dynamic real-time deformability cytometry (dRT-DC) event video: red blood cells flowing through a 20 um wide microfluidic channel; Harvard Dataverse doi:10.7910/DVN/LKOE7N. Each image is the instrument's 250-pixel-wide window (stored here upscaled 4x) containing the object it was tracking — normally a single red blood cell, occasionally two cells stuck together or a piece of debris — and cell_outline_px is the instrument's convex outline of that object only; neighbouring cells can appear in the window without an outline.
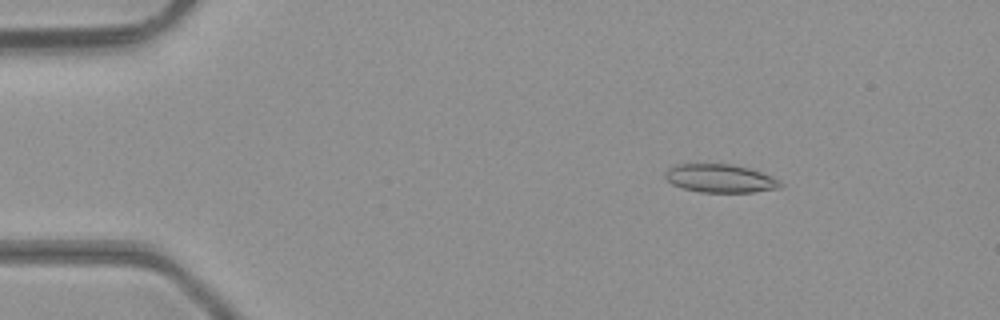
{"species": "common noctule bat (a hibernating species)", "species_latin": "Nyctalus noctula", "temperature_condition": "room temperature", "stored_images_in_passage": 47, "camera_frame_rate_fps": 3000, "um_per_image_px": 0.085, "animal": {"sex": "male", "body_mass_g": 23.1, "forearm_length_mm": 52.7}, "frame": {"image": 1, "passage_image": 7, "time_ms": 2.0, "image_size_px": [1000, 320], "cell_outline_px": [[784, 184], [780, 188], [756, 192], [700, 192], [684, 188], [672, 184], [664, 176], [664, 172], [668, 168], [676, 164], [732, 164], [748, 168], [772, 176], [780, 180]], "centroid_in_image_um": [61.23, 15.16], "position_along_channel_um": 23.8, "area_um2": 19.07}}
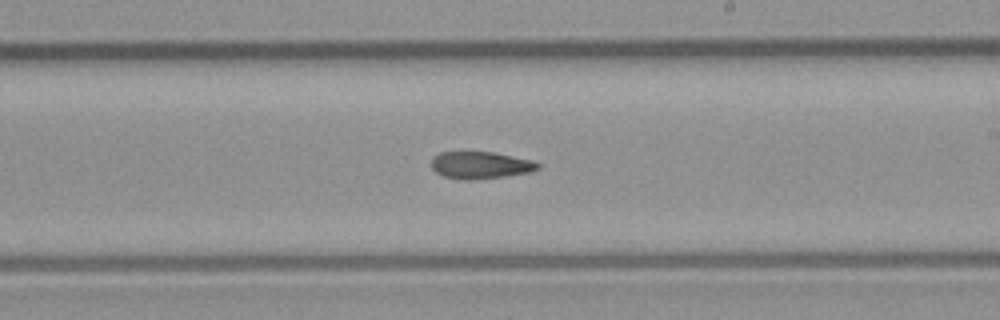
{"frame": {"image": 2, "passage_image": 28, "time_ms": 9.0, "image_size_px": [1000, 320], "cell_outline_px": [[540, 168], [528, 172], [504, 176], [468, 180], [464, 180], [444, 176], [436, 172], [432, 168], [432, 156], [440, 152], [492, 152], [532, 160], [540, 164]], "centroid_in_image_um": [40.81, 14.03], "position_along_channel_um": 248.2, "area_um2": 16.65}}
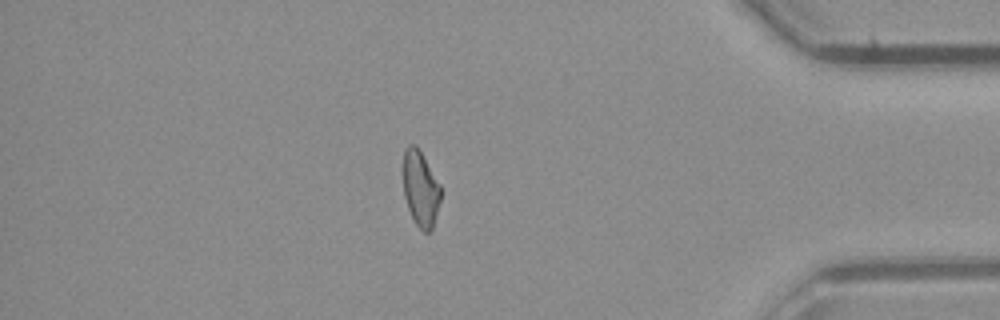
{"frame": {"image": 3, "passage_image": 41, "time_ms": 13.333, "image_size_px": [1000, 320], "cell_outline_px": [[440, 200], [432, 228], [428, 232], [424, 232], [416, 224], [408, 208], [404, 196], [404, 148], [408, 144], [416, 144], [440, 184]], "centroid_in_image_um": [35.74, 16.0], "position_along_channel_um": 399.5, "area_um2": 16.24}, "authors_computed_cell_mechanics": {"area_um2": 17.5712, "velocity_mm_per_s": 4.3381, "shape_relaxation_time_tau1_ms": null, "shape_relaxation_time_tau2_ms": 7.4448, "deformation_change_tau1": null, "deformation_change_tau2": 0.1835}}